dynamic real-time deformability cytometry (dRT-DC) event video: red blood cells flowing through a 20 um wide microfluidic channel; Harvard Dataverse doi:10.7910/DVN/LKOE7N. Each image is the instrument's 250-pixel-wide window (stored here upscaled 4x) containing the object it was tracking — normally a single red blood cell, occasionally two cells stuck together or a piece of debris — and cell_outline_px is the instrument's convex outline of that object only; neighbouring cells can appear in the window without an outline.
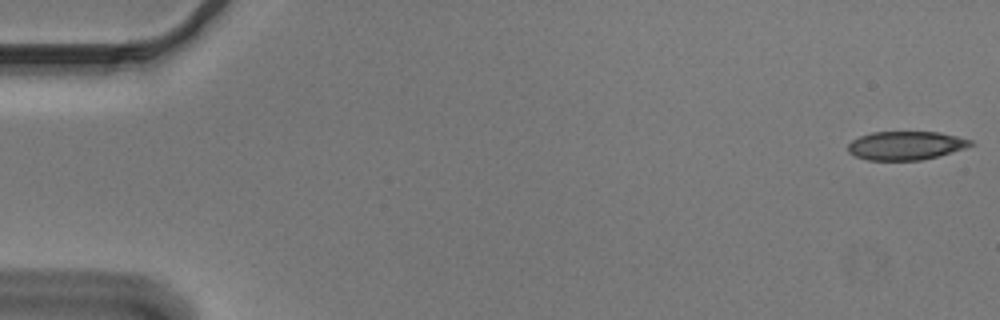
{"species": "Egyptian fruit bat (a non-hibernating species)", "species_latin": "Rousettus aegyptiacus", "temperature_condition": "cold", "stored_images_in_passage": 54, "camera_frame_rate_fps": 3000, "um_per_image_px": 0.085, "animal": {"sex": "male"}, "frame": {"image": 1, "passage_image": 1, "time_ms": 0.0, "image_size_px": [1000, 320], "cell_outline_px": [[976, 144], [964, 148], [936, 156], [920, 160], [868, 160], [856, 156], [848, 152], [848, 144], [852, 140], [860, 136], [872, 132], [940, 132], [972, 140]], "centroid_in_image_um": [76.98, 12.36], "position_along_channel_um": 8.0, "area_um2": 20.29}}
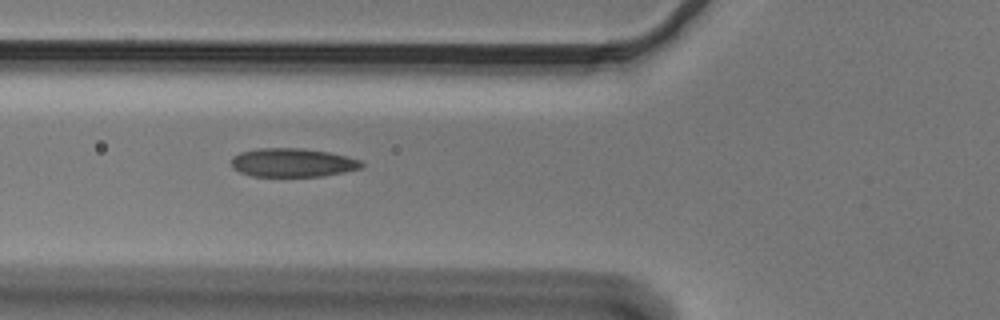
{"frame": {"image": 2, "passage_image": 20, "time_ms": 6.333, "image_size_px": [1000, 320], "cell_outline_px": [[364, 168], [344, 172], [320, 176], [252, 176], [240, 172], [232, 168], [232, 156], [240, 152], [256, 148], [304, 148], [328, 152], [348, 156], [360, 160], [364, 164]], "centroid_in_image_um": [24.88, 13.81], "position_along_channel_um": 100.9, "area_um2": 21.91}}
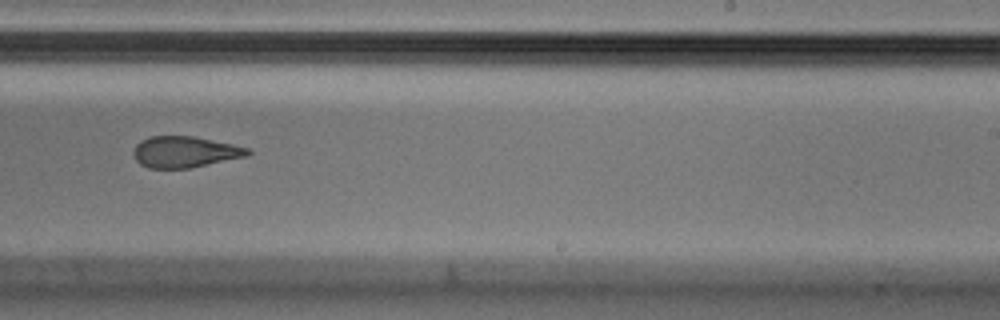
{"frame": {"image": 3, "passage_image": 34, "time_ms": 11.0, "image_size_px": [1000, 320], "cell_outline_px": [[252, 152], [248, 156], [188, 168], [148, 168], [140, 164], [136, 160], [132, 152], [136, 144], [140, 140], [152, 136], [192, 136], [232, 144], [248, 148]], "centroid_in_image_um": [15.69, 12.91], "position_along_channel_um": 273.3, "area_um2": 20.69}, "authors_computed_cell_mechanics": {"area_um2": 21.9062, "velocity_mm_per_s": 3.6828, "shape_relaxation_time_tau1_ms": 10.7415, "shape_relaxation_time_tau2_ms": 2.83, "deformation_change_tau1": 0.2029, "deformation_change_tau2": 0.0936}}